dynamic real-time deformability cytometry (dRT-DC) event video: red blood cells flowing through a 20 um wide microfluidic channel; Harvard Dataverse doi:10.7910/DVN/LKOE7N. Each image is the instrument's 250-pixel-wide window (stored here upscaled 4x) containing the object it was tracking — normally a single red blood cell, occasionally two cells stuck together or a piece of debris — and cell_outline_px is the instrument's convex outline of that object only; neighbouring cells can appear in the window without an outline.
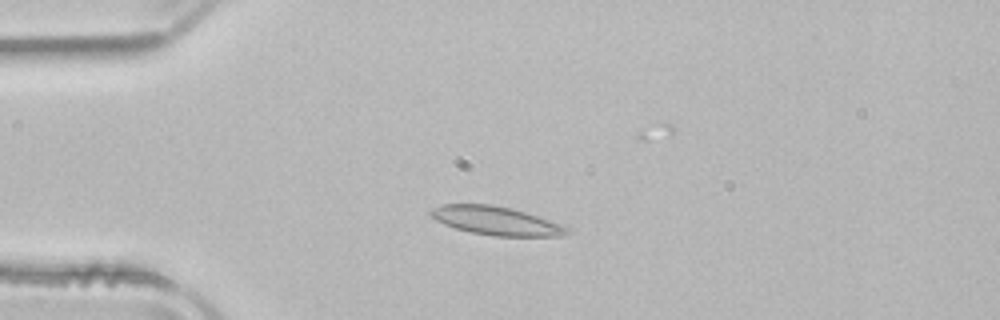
{"species": "common noctule bat (a hibernating species)", "species_latin": "Nyctalus noctula", "temperature_condition": "room temperature", "stored_images_in_passage": 52, "camera_frame_rate_fps": 3000, "um_per_image_px": 0.085, "animal": {"sex": "male", "body_mass_g": 21.5, "forearm_length_mm": 52.0}, "frame": {"image": 1, "passage_image": 12, "time_ms": 3.667, "image_size_px": [1000, 320], "cell_outline_px": [[572, 232], [564, 236], [492, 236], [472, 232], [456, 228], [444, 224], [436, 220], [428, 212], [432, 208], [444, 204], [492, 204], [512, 208], [548, 220], [568, 228]], "centroid_in_image_um": [42.15, 18.76], "position_along_channel_um": 42.9, "area_um2": 22.48}}
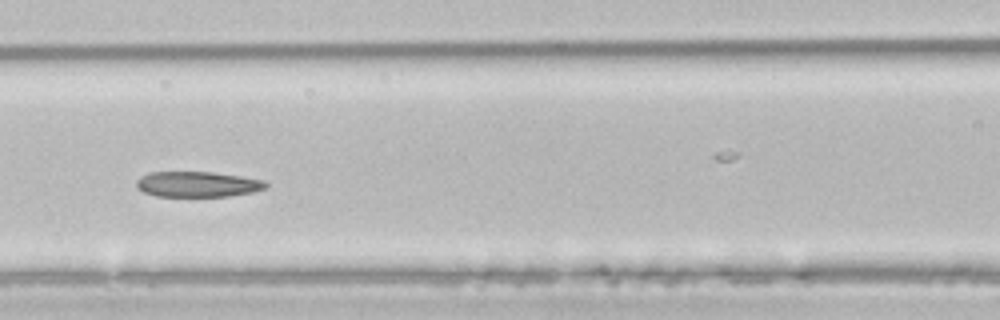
{"frame": {"image": 2, "passage_image": 22, "time_ms": 7.0, "image_size_px": [1000, 320], "cell_outline_px": [[268, 188], [252, 192], [228, 196], [156, 196], [144, 192], [136, 188], [136, 180], [140, 176], [148, 172], [212, 172], [240, 176], [264, 180], [268, 184]], "centroid_in_image_um": [16.77, 15.66], "position_along_channel_um": 149.8, "area_um2": 19.31}}
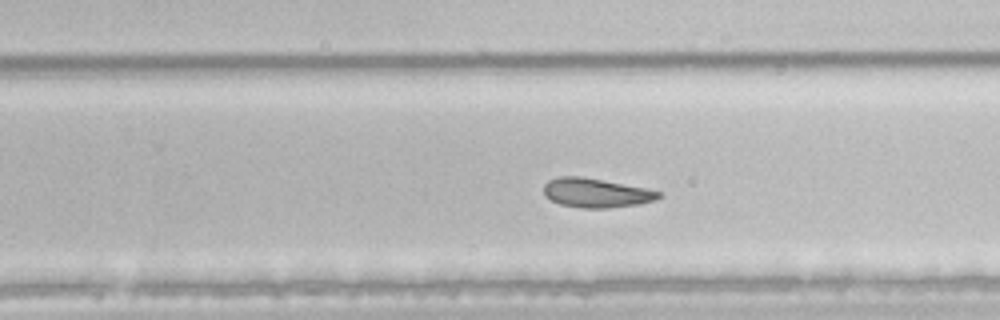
{"frame": {"image": 3, "passage_image": 32, "time_ms": 10.333, "image_size_px": [1000, 320], "cell_outline_px": [[664, 196], [652, 200], [636, 204], [608, 208], [580, 208], [560, 204], [544, 196], [544, 184], [548, 180], [560, 176], [580, 176], [648, 188], [660, 192]], "centroid_in_image_um": [50.65, 16.39], "position_along_channel_um": 279.2, "area_um2": 19.54}, "authors_computed_cell_mechanics": {"area_um2": 22.0796, "velocity_mm_per_s": 3.8957, "shape_relaxation_time_tau1_ms": null, "shape_relaxation_time_tau2_ms": 6.208, "deformation_change_tau1": null, "deformation_change_tau2": 0.1052}}